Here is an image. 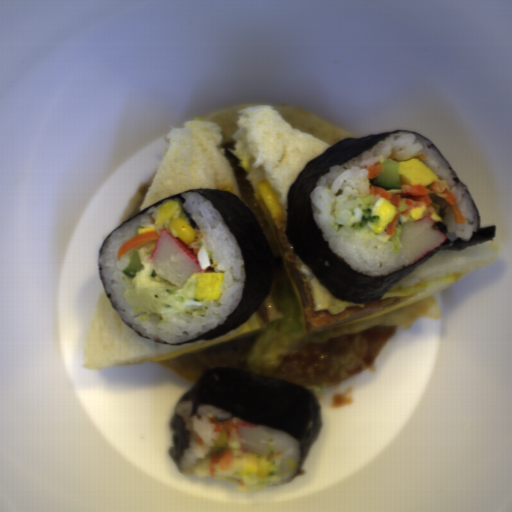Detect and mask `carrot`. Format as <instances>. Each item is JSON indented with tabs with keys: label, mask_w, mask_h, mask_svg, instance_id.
<instances>
[{
	"label": "carrot",
	"mask_w": 512,
	"mask_h": 512,
	"mask_svg": "<svg viewBox=\"0 0 512 512\" xmlns=\"http://www.w3.org/2000/svg\"><path fill=\"white\" fill-rule=\"evenodd\" d=\"M400 215V211L397 210V213L393 220L388 224V226L385 229L386 235L395 236L396 233V227H397V220Z\"/></svg>",
	"instance_id": "abdcd85c"
},
{
	"label": "carrot",
	"mask_w": 512,
	"mask_h": 512,
	"mask_svg": "<svg viewBox=\"0 0 512 512\" xmlns=\"http://www.w3.org/2000/svg\"><path fill=\"white\" fill-rule=\"evenodd\" d=\"M209 419L213 423L214 429L217 432L225 433L228 440L234 434V426H233L232 418L229 420L219 421L217 418H214L211 416Z\"/></svg>",
	"instance_id": "79d8ee17"
},
{
	"label": "carrot",
	"mask_w": 512,
	"mask_h": 512,
	"mask_svg": "<svg viewBox=\"0 0 512 512\" xmlns=\"http://www.w3.org/2000/svg\"><path fill=\"white\" fill-rule=\"evenodd\" d=\"M399 181L401 188H394L389 191L370 183L369 194L380 195V199H386L392 203L396 209H398L400 199L402 198L405 203V209L400 213L406 217L411 215L413 208H420L422 204H424V208L433 205V200L430 194L443 193L447 189V187L439 181H435L428 187L417 184H408L401 179L400 175Z\"/></svg>",
	"instance_id": "b8716197"
},
{
	"label": "carrot",
	"mask_w": 512,
	"mask_h": 512,
	"mask_svg": "<svg viewBox=\"0 0 512 512\" xmlns=\"http://www.w3.org/2000/svg\"><path fill=\"white\" fill-rule=\"evenodd\" d=\"M232 465V453L231 449H222L217 452H214L210 456L209 468L211 477H215V474L218 470L224 469L229 470Z\"/></svg>",
	"instance_id": "1c9b5961"
},
{
	"label": "carrot",
	"mask_w": 512,
	"mask_h": 512,
	"mask_svg": "<svg viewBox=\"0 0 512 512\" xmlns=\"http://www.w3.org/2000/svg\"><path fill=\"white\" fill-rule=\"evenodd\" d=\"M367 171H368V175H369L368 180H374L377 177H379L380 173H384L385 169H384V166L382 163L376 162L373 165L369 166Z\"/></svg>",
	"instance_id": "46ec933d"
},
{
	"label": "carrot",
	"mask_w": 512,
	"mask_h": 512,
	"mask_svg": "<svg viewBox=\"0 0 512 512\" xmlns=\"http://www.w3.org/2000/svg\"><path fill=\"white\" fill-rule=\"evenodd\" d=\"M442 193H447V195L445 197H443V199L450 206L452 213H453L454 221L457 222L458 224L466 223L467 220H466L460 206L457 203V198H456L455 194L451 190L447 189V187L445 188V190Z\"/></svg>",
	"instance_id": "07d2c1c8"
},
{
	"label": "carrot",
	"mask_w": 512,
	"mask_h": 512,
	"mask_svg": "<svg viewBox=\"0 0 512 512\" xmlns=\"http://www.w3.org/2000/svg\"><path fill=\"white\" fill-rule=\"evenodd\" d=\"M159 235L160 234H158L157 231H151V232H146V233H140V234L130 238L129 240H127L125 243H123L121 245V247L119 248V250L117 252V258H118L119 262H120L121 257L125 253H127L145 243H148L151 241H157Z\"/></svg>",
	"instance_id": "cead05ca"
}]
</instances>
